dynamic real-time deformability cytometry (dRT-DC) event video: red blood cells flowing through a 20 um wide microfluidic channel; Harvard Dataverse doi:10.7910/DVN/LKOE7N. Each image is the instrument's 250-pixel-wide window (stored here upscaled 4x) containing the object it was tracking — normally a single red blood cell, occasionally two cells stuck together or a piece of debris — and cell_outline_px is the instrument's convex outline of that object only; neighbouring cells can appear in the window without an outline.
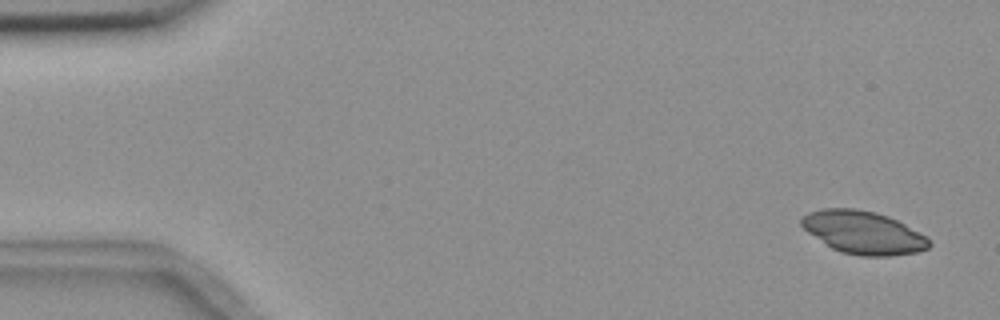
{"species": "common noctule bat (a hibernating species)", "species_latin": "Nyctalus noctula", "temperature_condition": "room temperature", "stored_images_in_passage": 8, "camera_frame_rate_fps": 3000, "um_per_image_px": 0.085, "animal": {"sex": "female", "body_mass_g": 18.4}, "frame": {"image": 1, "passage_image": 1, "time_ms": 0.0, "image_size_px": [1000, 320], "cell_outline_px": [[932, 244], [928, 248], [916, 252], [888, 256], [860, 256], [840, 252], [832, 248], [808, 232], [800, 224], [800, 216], [808, 212], [824, 208], [852, 208], [876, 212], [888, 216], [928, 236], [932, 240]], "centroid_in_image_um": [73.39, 19.76], "position_along_channel_um": 11.6, "area_um2": 32.02}}